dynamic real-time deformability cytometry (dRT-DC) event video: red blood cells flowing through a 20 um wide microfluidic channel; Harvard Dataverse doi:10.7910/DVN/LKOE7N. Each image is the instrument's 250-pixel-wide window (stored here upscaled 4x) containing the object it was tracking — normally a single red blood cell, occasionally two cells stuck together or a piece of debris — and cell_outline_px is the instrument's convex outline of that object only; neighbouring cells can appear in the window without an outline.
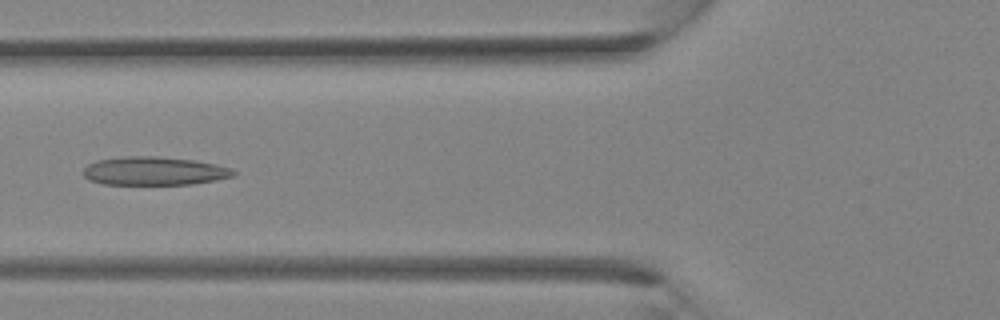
{"species": "Egyptian fruit bat (a non-hibernating species)", "species_latin": "Rousettus aegyptiacus", "temperature_condition": "room temperature", "stored_images_in_passage": 27, "camera_frame_rate_fps": 3000, "um_per_image_px": 0.085, "animal": {"sex": "female"}, "frame": {"image": 1, "passage_image": 6, "time_ms": 1.667, "image_size_px": [1000, 320], "cell_outline_px": [[236, 176], [216, 180], [192, 184], [104, 184], [88, 180], [84, 176], [84, 168], [88, 164], [96, 160], [124, 156], [156, 156], [196, 160], [232, 168], [236, 172]], "centroid_in_image_um": [13.12, 14.53], "position_along_channel_um": 112.7, "area_um2": 25.03}}
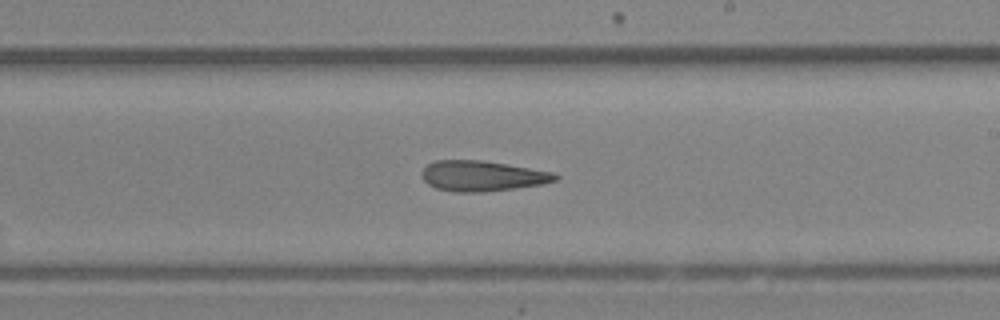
{"frame": {"image": 2, "passage_image": 13, "time_ms": 4.0, "image_size_px": [1000, 320], "cell_outline_px": [[560, 176], [556, 180], [540, 184], [512, 188], [480, 192], [456, 192], [436, 188], [428, 184], [424, 180], [420, 172], [428, 164], [436, 160], [480, 160], [552, 172]], "centroid_in_image_um": [40.93, 14.95], "position_along_channel_um": 248.1, "area_um2": 23.24}}
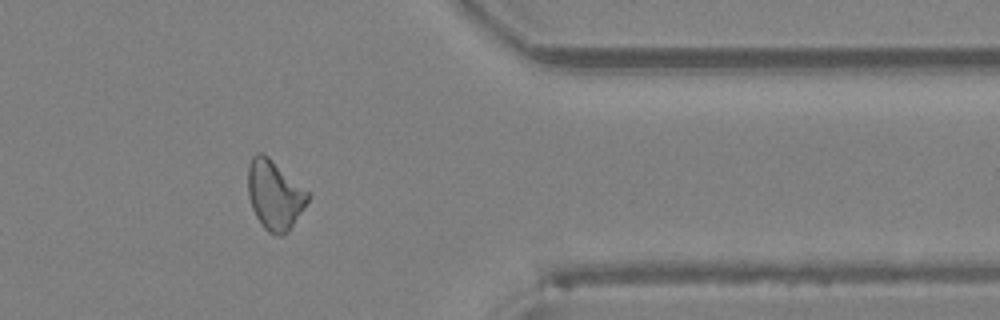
{"frame": {"image": 3, "passage_image": 21, "time_ms": 6.667, "image_size_px": [1000, 320], "cell_outline_px": [[312, 196], [288, 232], [280, 236], [276, 236], [268, 232], [264, 228], [256, 216], [252, 208], [248, 196], [248, 164], [252, 156], [256, 152], [260, 152], [268, 156], [308, 192]], "centroid_in_image_um": [23.33, 16.58], "position_along_channel_um": 388.1, "area_um2": 24.16}}